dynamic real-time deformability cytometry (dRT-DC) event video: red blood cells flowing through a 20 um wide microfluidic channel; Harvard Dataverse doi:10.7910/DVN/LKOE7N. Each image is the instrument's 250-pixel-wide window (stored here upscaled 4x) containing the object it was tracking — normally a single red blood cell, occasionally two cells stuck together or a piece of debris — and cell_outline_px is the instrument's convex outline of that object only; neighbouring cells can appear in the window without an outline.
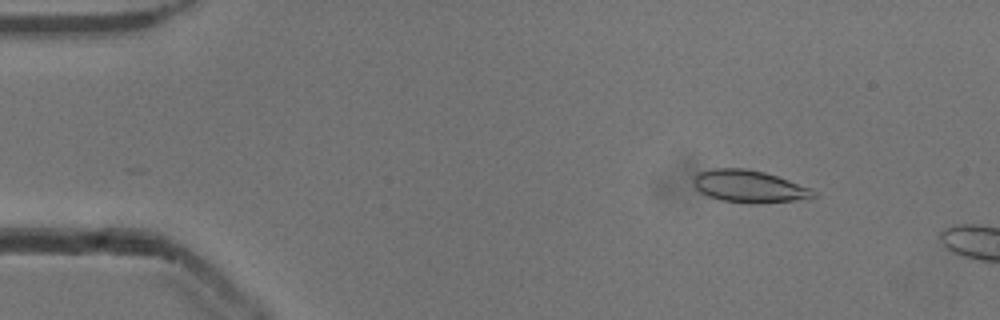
{"species": "common noctule bat (a hibernating species)", "species_latin": "Nyctalus noctula", "temperature_condition": "cold", "stored_images_in_passage": 10, "camera_frame_rate_fps": 3000, "um_per_image_px": 0.085, "animal": {"sex": "male", "body_mass_g": 13.3}, "frame": {"image": 1, "passage_image": 6, "time_ms": 1.667, "image_size_px": [1000, 320], "cell_outline_px": [[816, 196], [808, 200], [760, 204], [752, 204], [720, 200], [708, 196], [700, 192], [696, 188], [692, 180], [700, 172], [712, 168], [748, 168], [764, 172], [812, 188], [816, 192]], "centroid_in_image_um": [63.74, 15.87], "position_along_channel_um": 21.3, "area_um2": 23.0}}